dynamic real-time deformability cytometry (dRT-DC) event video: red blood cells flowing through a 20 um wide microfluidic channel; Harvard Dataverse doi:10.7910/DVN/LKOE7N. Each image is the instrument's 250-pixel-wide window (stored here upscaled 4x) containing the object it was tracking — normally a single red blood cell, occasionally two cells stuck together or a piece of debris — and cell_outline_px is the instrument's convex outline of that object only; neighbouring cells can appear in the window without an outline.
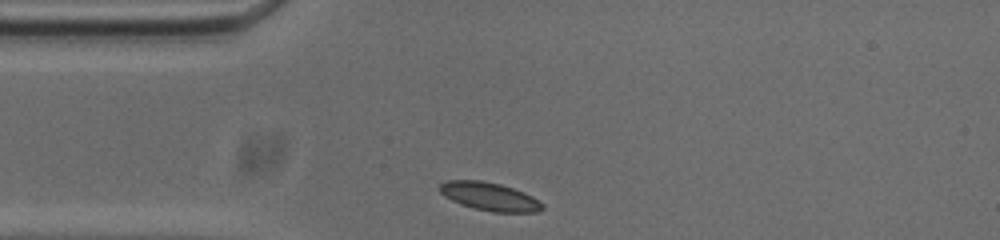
{"species": "common noctule bat (a hibernating species)", "species_latin": "Nyctalus noctula", "temperature_condition": "cold", "stored_images_in_passage": 31, "camera_frame_rate_fps": 3000, "um_per_image_px": 0.085, "animal": {"sex": "male", "body_mass_g": 20.0, "forearm_length_mm": 53.3}, "frame": {"image": 1, "passage_image": 1, "time_ms": 0.0, "image_size_px": [1000, 240], "cell_outline_px": [[544, 208], [536, 212], [492, 212], [460, 204], [444, 196], [436, 188], [444, 180], [480, 180], [500, 184], [524, 192], [532, 196], [544, 204]], "centroid_in_image_um": [41.58, 16.69], "position_along_channel_um": 43.4, "area_um2": 16.94}}
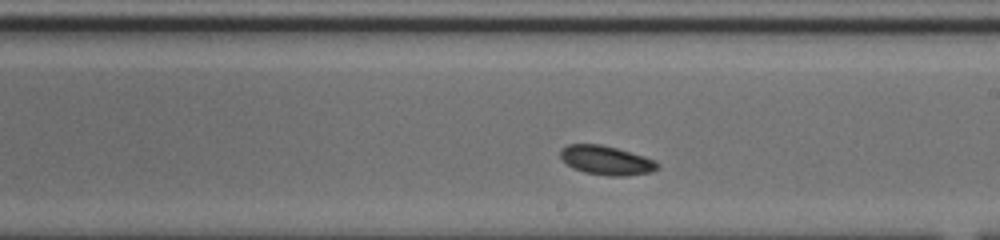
{"frame": {"image": 2, "passage_image": 18, "time_ms": 5.667, "image_size_px": [1000, 240], "cell_outline_px": [[660, 168], [652, 172], [624, 176], [608, 176], [584, 172], [572, 168], [560, 156], [560, 148], [568, 144], [600, 144], [616, 148], [644, 156], [656, 160], [660, 164]], "centroid_in_image_um": [51.56, 13.63], "position_along_channel_um": 237.4, "area_um2": 16.59}}
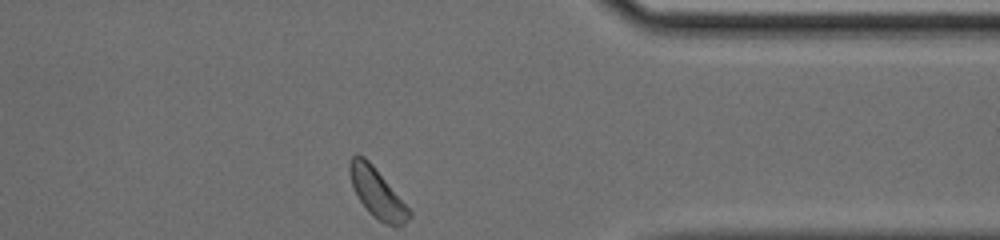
{"frame": {"image": 3, "passage_image": 31, "time_ms": 10.0, "image_size_px": [1000, 240], "cell_outline_px": [[412, 216], [404, 224], [384, 224], [372, 216], [360, 200], [352, 184], [348, 172], [348, 168], [352, 156], [364, 156], [372, 164], [412, 212]], "centroid_in_image_um": [32.05, 16.41], "position_along_channel_um": 379.4, "area_um2": 16.65}, "authors_computed_cell_mechanics": {"area_um2": 16.2996, "velocity_mm_per_s": 3.6566, "shape_relaxation_time_tau1_ms": 4.1546, "shape_relaxation_time_tau2_ms": null, "deformation_change_tau1": 0.1105, "deformation_change_tau2": null}}